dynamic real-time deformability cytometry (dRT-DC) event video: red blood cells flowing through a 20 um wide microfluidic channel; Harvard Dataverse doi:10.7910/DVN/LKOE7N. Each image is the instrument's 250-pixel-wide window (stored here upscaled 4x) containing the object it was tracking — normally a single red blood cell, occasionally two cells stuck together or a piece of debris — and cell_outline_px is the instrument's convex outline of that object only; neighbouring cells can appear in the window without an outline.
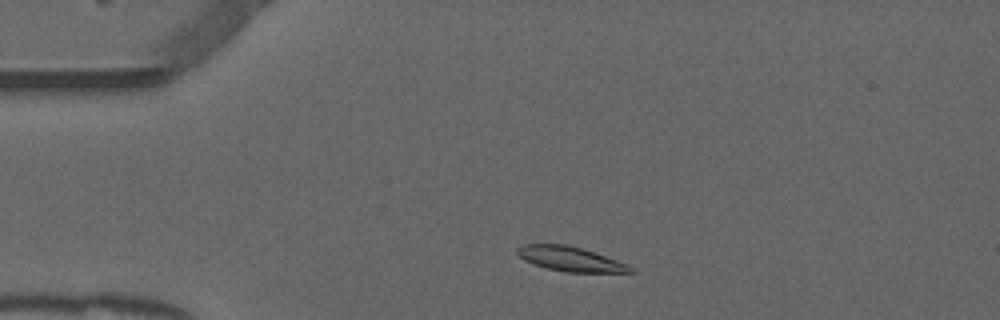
{"species": "common noctule bat (a hibernating species)", "species_latin": "Nyctalus noctula", "temperature_condition": "warm", "stored_images_in_passage": 46, "camera_frame_rate_fps": 3000, "um_per_image_px": 0.085, "animal": {"sex": "male", "forearm_length_mm": 52.5}, "frame": {"image": 1, "passage_image": 5, "time_ms": 1.333, "image_size_px": [1000, 320], "cell_outline_px": [[636, 272], [564, 272], [532, 264], [524, 260], [516, 252], [516, 248], [524, 244], [568, 244], [628, 264]], "centroid_in_image_um": [48.43, 22.01], "position_along_channel_um": 36.6, "area_um2": 16.01}}
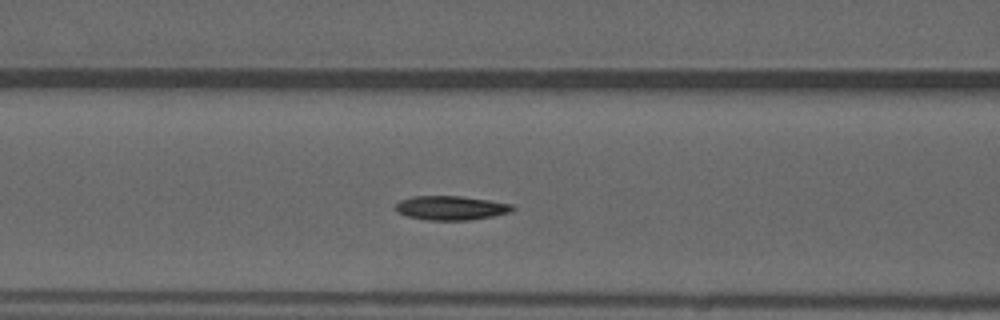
{"frame": {"image": 2, "passage_image": 15, "time_ms": 4.667, "image_size_px": [1000, 320], "cell_outline_px": [[516, 208], [512, 212], [492, 216], [468, 220], [428, 220], [408, 216], [396, 212], [396, 204], [400, 200], [412, 196], [460, 196], [488, 200], [512, 204]], "centroid_in_image_um": [38.34, 17.67], "position_along_channel_um": 128.3, "area_um2": 16.42}}
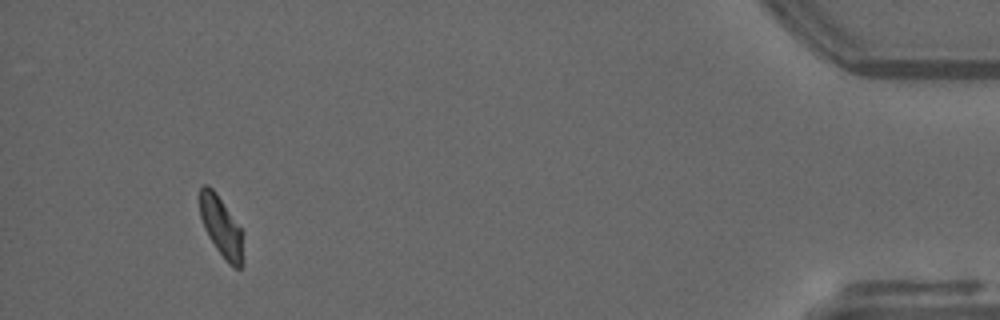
{"frame": {"image": 3, "passage_image": 43, "time_ms": 14.0, "image_size_px": [1000, 320], "cell_outline_px": [[244, 264], [240, 268], [236, 268], [228, 264], [216, 248], [208, 236], [204, 228], [200, 216], [200, 188], [204, 184], [208, 184], [216, 192], [240, 228], [244, 260]], "centroid_in_image_um": [18.8, 19.3], "position_along_channel_um": 416.4, "area_um2": 15.09}, "authors_computed_cell_mechanics": {"area_um2": 16.2996, "velocity_mm_per_s": 3.8684, "shape_relaxation_time_tau1_ms": 8.1437, "shape_relaxation_time_tau2_ms": 2.4227, "deformation_change_tau1": 0.2331, "deformation_change_tau2": 0.0773}}